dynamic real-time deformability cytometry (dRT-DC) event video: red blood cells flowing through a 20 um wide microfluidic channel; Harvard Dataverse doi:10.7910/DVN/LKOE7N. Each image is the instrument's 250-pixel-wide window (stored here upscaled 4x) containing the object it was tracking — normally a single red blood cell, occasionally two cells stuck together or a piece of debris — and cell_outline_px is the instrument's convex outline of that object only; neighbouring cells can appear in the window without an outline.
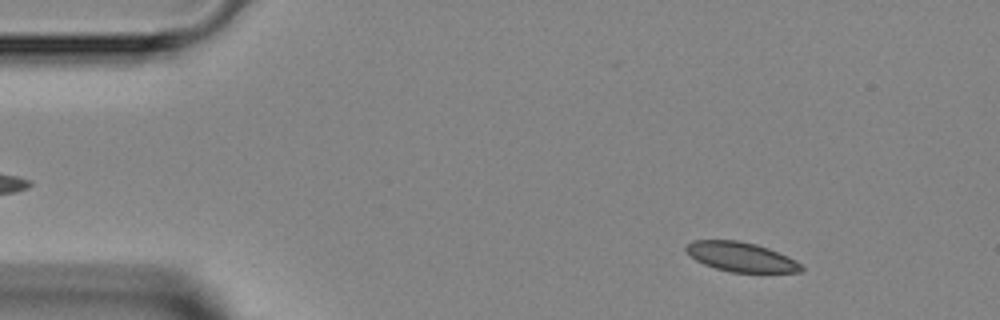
{"species": "Egyptian fruit bat (a non-hibernating species)", "species_latin": "Rousettus aegyptiacus", "temperature_condition": "room temperature", "stored_images_in_passage": 46, "camera_frame_rate_fps": 3000, "um_per_image_px": 0.085, "animal": {"sex": "female"}, "frame": {"image": 1, "passage_image": 5, "time_ms": 1.333, "image_size_px": [1000, 320], "cell_outline_px": [[804, 268], [800, 272], [732, 272], [716, 268], [704, 264], [696, 260], [684, 248], [692, 240], [736, 240], [756, 244], [768, 248], [788, 256], [796, 260]], "centroid_in_image_um": [63.0, 21.83], "position_along_channel_um": 22.0, "area_um2": 19.59}}
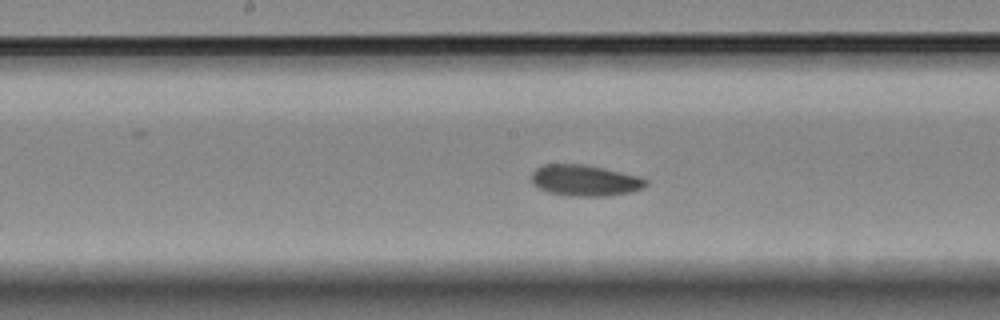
{"frame": {"image": 2, "passage_image": 23, "time_ms": 7.333, "image_size_px": [1000, 320], "cell_outline_px": [[648, 184], [644, 188], [632, 192], [608, 196], [568, 196], [548, 192], [532, 184], [532, 172], [536, 168], [544, 164], [584, 164], [604, 168], [640, 176], [648, 180]], "centroid_in_image_um": [49.75, 15.34], "position_along_channel_um": 198.5, "area_um2": 20.98}}
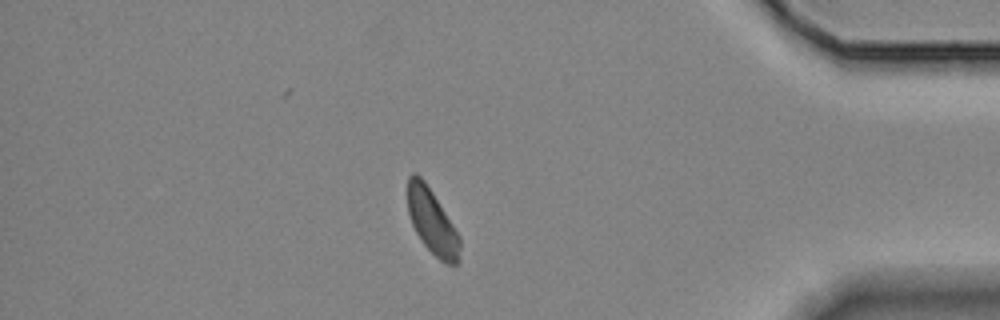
{"frame": {"image": 3, "passage_image": 40, "time_ms": 13.0, "image_size_px": [1000, 320], "cell_outline_px": [[460, 260], [456, 264], [444, 264], [424, 244], [416, 232], [412, 224], [408, 212], [408, 176], [412, 172], [416, 172], [424, 180], [432, 192], [460, 236]], "centroid_in_image_um": [36.73, 18.84], "position_along_channel_um": 398.5, "area_um2": 19.59}}